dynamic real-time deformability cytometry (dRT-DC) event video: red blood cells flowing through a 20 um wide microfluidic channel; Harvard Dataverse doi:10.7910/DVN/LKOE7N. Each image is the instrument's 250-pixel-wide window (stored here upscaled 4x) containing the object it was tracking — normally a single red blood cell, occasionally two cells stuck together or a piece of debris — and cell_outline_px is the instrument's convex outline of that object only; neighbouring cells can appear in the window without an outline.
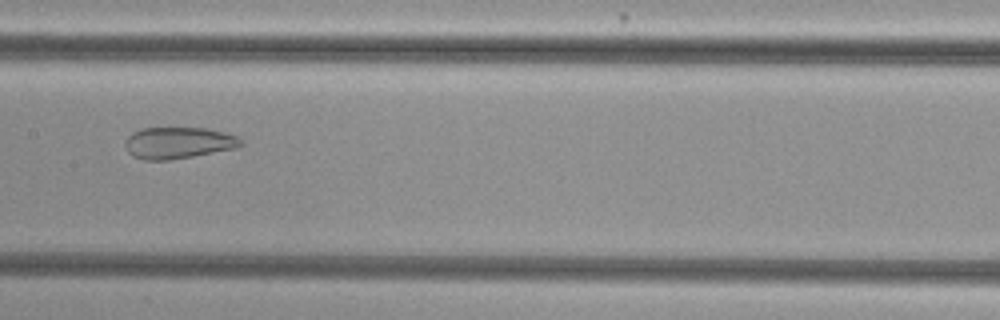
{"species": "common noctule bat (a hibernating species)", "species_latin": "Nyctalus noctula", "temperature_condition": "cold", "stored_images_in_passage": 39, "camera_frame_rate_fps": 3000, "um_per_image_px": 0.085, "animal": {"sex": "female", "body_mass_g": 29.2, "forearm_length_mm": 56.3}, "frame": {"image": 1, "passage_image": 12, "time_ms": 3.667, "image_size_px": [1000, 320], "cell_outline_px": [[244, 144], [236, 148], [192, 156], [168, 160], [144, 160], [132, 156], [128, 152], [124, 144], [124, 140], [132, 132], [140, 128], [208, 128], [224, 132], [236, 136]], "centroid_in_image_um": [15.11, 12.14], "position_along_channel_um": 192.3, "area_um2": 21.33}}
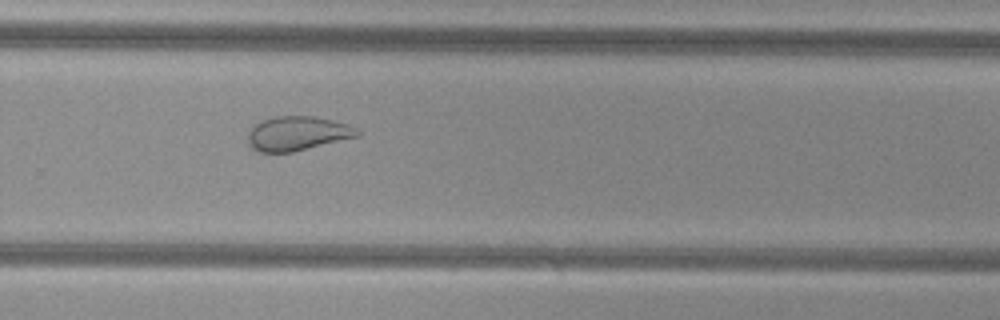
{"frame": {"image": 2, "passage_image": 21, "time_ms": 6.667, "image_size_px": [1000, 320], "cell_outline_px": [[360, 136], [292, 152], [260, 152], [252, 148], [248, 140], [248, 132], [256, 124], [272, 116], [316, 116], [348, 124], [356, 128], [360, 132]], "centroid_in_image_um": [25.3, 11.34], "position_along_channel_um": 304.5, "area_um2": 21.79}}
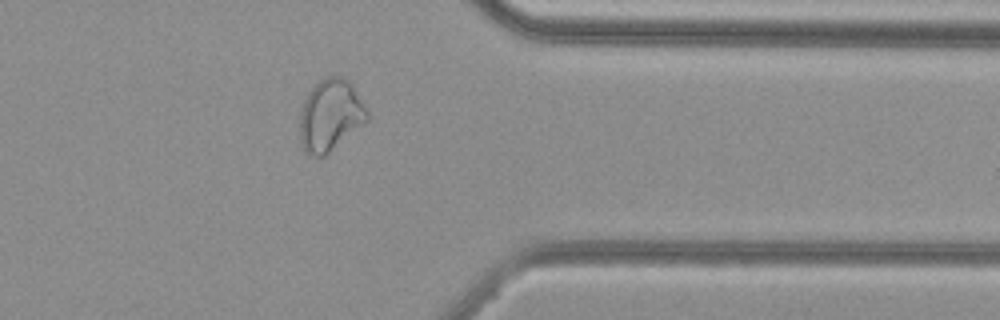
{"frame": {"image": 3, "passage_image": 28, "time_ms": 9.0, "image_size_px": [1000, 320], "cell_outline_px": [[368, 120], [324, 156], [312, 156], [304, 152], [300, 140], [300, 112], [304, 100], [308, 92], [316, 80], [328, 76], [340, 76], [348, 80], [352, 84], [368, 112]], "centroid_in_image_um": [28.05, 9.77], "position_along_channel_um": 383.4, "area_um2": 28.15}, "authors_computed_cell_mechanics": {"area_um2": 25.143, "velocity_mm_per_s": 3.7498, "shape_relaxation_time_tau1_ms": null, "shape_relaxation_time_tau2_ms": 2.0367, "deformation_change_tau1": null, "deformation_change_tau2": 0.0901}}